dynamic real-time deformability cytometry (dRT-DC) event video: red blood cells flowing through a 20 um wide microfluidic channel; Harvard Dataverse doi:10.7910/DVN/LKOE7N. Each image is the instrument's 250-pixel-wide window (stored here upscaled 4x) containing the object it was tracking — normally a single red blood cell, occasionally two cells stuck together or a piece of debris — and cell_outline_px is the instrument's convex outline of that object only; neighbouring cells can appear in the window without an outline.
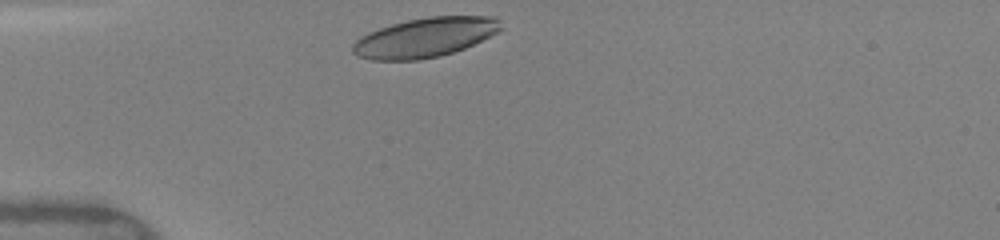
{"species": "human", "species_latin": "Homo sapiens", "temperature_condition": "warm", "stored_images_in_passage": 28, "camera_frame_rate_fps": 3000, "um_per_image_px": 0.085, "donor": {"sex": "female"}, "frame": {"image": 1, "passage_image": 1, "time_ms": 0.0, "image_size_px": [1000, 240], "cell_outline_px": [[504, 28], [464, 48], [440, 56], [420, 60], [372, 60], [356, 56], [352, 52], [352, 44], [360, 36], [368, 32], [392, 24], [408, 20], [428, 16], [496, 16], [500, 20]], "centroid_in_image_um": [36.1, 3.18], "position_along_channel_um": 48.9, "area_um2": 34.1}}
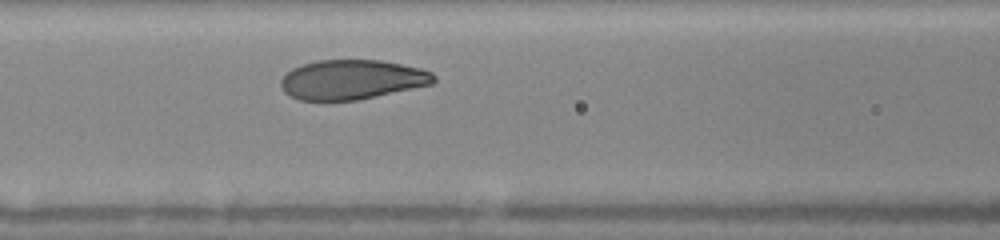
{"frame": {"image": 2, "passage_image": 9, "time_ms": 2.667, "image_size_px": [1000, 240], "cell_outline_px": [[436, 80], [432, 84], [356, 100], [300, 100], [288, 96], [284, 92], [280, 84], [280, 80], [292, 68], [300, 64], [316, 60], [380, 60], [420, 68], [432, 72], [436, 76]], "centroid_in_image_um": [29.88, 6.76], "position_along_channel_um": 136.7, "area_um2": 35.26}}
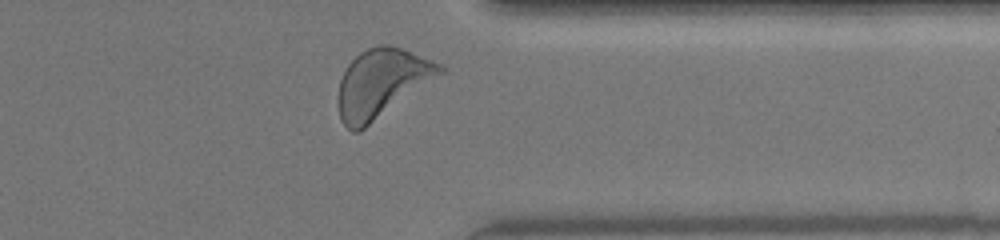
{"frame": {"image": 3, "passage_image": 27, "time_ms": 8.667, "image_size_px": [1000, 240], "cell_outline_px": [[444, 72], [360, 132], [352, 132], [340, 120], [340, 80], [348, 64], [360, 52], [376, 44], [388, 44], [400, 48], [432, 60], [440, 64], [444, 68]], "centroid_in_image_um": [32.44, 7.07], "position_along_channel_um": 379.0, "area_um2": 39.94}, "authors_computed_cell_mechanics": {"area_um2": 36.2406, "velocity_mm_per_s": 4.0828, "shape_relaxation_time_tau1_ms": 2.7684, "shape_relaxation_time_tau2_ms": null, "deformation_change_tau1": 0.1529, "deformation_change_tau2": null}}